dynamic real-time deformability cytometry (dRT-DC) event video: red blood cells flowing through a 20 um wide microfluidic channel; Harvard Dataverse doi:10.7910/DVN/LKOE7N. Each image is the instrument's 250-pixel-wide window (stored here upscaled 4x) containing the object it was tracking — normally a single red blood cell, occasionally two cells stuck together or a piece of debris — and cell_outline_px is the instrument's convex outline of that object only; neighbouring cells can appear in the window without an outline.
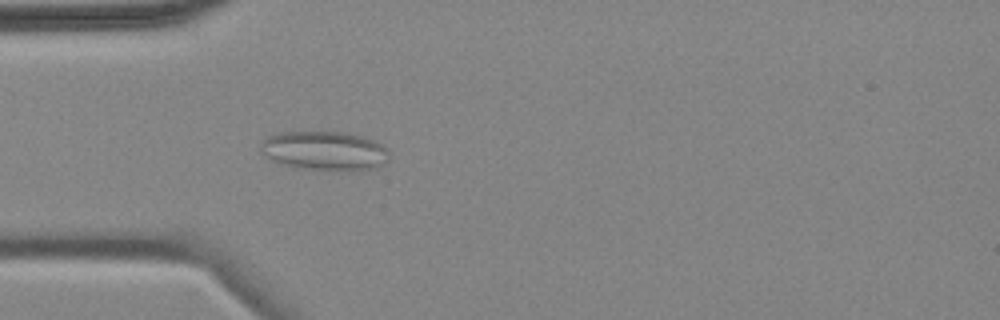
{"species": "common noctule bat (a hibernating species)", "species_latin": "Nyctalus noctula", "temperature_condition": "cold", "stored_images_in_passage": 3, "camera_frame_rate_fps": 3000, "um_per_image_px": 0.085, "animal": {"sex": "female", "body_mass_g": 18.4}, "frame": {"image": 1, "passage_image": 3, "time_ms": 2.667, "image_size_px": [1000, 320], "cell_outline_px": [[388, 164], [376, 168], [352, 172], [348, 172], [292, 168], [268, 160], [260, 152], [260, 144], [268, 136], [280, 132], [340, 132], [364, 136], [388, 148]], "centroid_in_image_um": [27.59, 12.86], "position_along_channel_um": 57.4, "area_um2": 30.29}}